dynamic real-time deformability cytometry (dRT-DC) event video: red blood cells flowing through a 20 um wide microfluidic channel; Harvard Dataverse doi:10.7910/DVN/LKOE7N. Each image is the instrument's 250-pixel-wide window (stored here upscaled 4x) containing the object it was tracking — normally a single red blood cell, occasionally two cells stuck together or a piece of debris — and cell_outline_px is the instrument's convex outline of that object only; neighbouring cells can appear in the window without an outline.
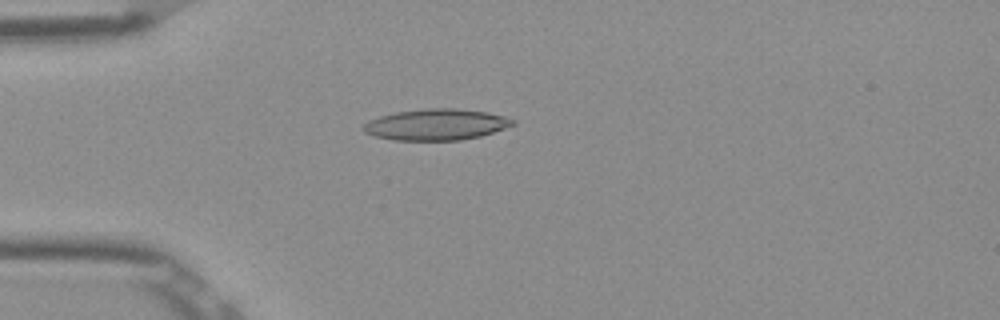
{"species": "Egyptian fruit bat (a non-hibernating species)", "species_latin": "Rousettus aegyptiacus", "temperature_condition": "room temperature", "stored_images_in_passage": 52, "camera_frame_rate_fps": 3000, "um_per_image_px": 0.085, "frame": {"image": 1, "passage_image": 14, "time_ms": 4.333, "image_size_px": [1000, 320], "cell_outline_px": [[516, 124], [480, 136], [460, 140], [392, 140], [376, 136], [364, 132], [360, 128], [368, 120], [380, 116], [396, 112], [428, 108], [456, 108], [488, 112], [504, 116], [516, 120]], "centroid_in_image_um": [37.07, 10.58], "position_along_channel_um": 47.9, "area_um2": 27.17}}
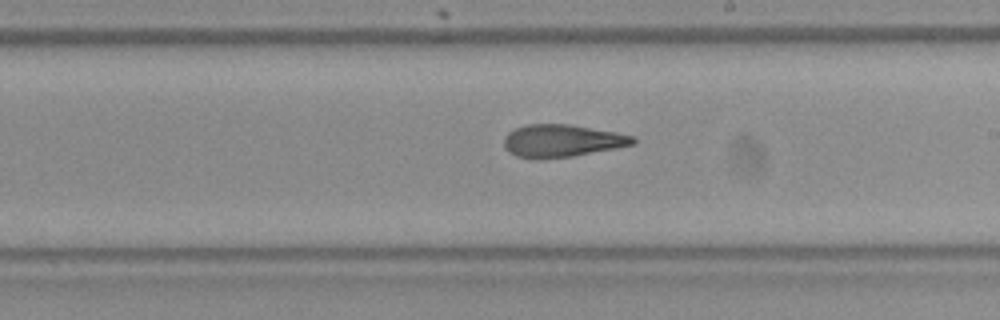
{"frame": {"image": 2, "passage_image": 30, "time_ms": 9.667, "image_size_px": [1000, 320], "cell_outline_px": [[636, 144], [616, 148], [572, 156], [540, 160], [532, 160], [516, 156], [508, 152], [504, 148], [504, 136], [508, 132], [516, 128], [528, 124], [568, 124], [616, 132], [636, 136]], "centroid_in_image_um": [47.74, 11.98], "position_along_channel_um": 241.3, "area_um2": 24.8}}
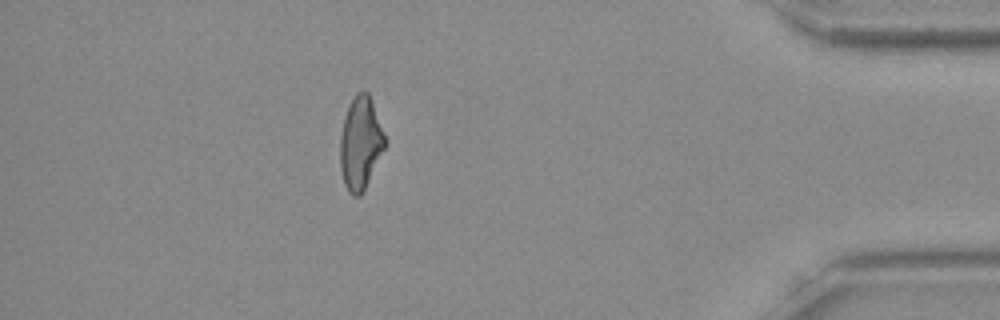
{"frame": {"image": 3, "passage_image": 46, "time_ms": 15.0, "image_size_px": [1000, 320], "cell_outline_px": [[388, 144], [360, 196], [352, 196], [348, 192], [344, 184], [340, 168], [340, 136], [344, 116], [356, 92], [364, 88], [368, 92]], "centroid_in_image_um": [30.64, 12.17], "position_along_channel_um": 404.6, "area_um2": 24.33}, "authors_computed_cell_mechanics": {"area_um2": 24.9985, "velocity_mm_per_s": 3.9064, "shape_relaxation_time_tau1_ms": null, "shape_relaxation_time_tau2_ms": 3.0913, "deformation_change_tau1": null, "deformation_change_tau2": 0.1281}}